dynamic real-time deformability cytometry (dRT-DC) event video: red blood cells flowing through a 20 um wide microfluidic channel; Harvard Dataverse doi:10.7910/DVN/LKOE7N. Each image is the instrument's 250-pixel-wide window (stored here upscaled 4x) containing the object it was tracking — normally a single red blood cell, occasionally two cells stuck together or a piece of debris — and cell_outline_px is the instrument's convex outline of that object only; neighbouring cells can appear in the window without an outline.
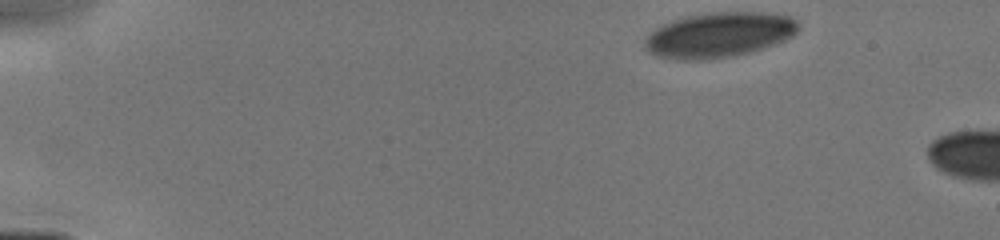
{"species": "human", "species_latin": "Homo sapiens", "temperature_condition": "cold", "stored_images_in_passage": 9, "camera_frame_rate_fps": 3000, "um_per_image_px": 0.085, "donor": {"sex": "male"}, "frame": {"image": 1, "passage_image": 1, "time_ms": 0.0, "image_size_px": [1000, 240], "cell_outline_px": [[800, 28], [792, 36], [776, 44], [748, 52], [732, 56], [704, 60], [672, 60], [656, 56], [648, 52], [644, 48], [644, 40], [648, 32], [672, 20], [684, 16], [712, 12], [768, 12], [792, 16], [800, 24]], "centroid_in_image_um": [61.1, 2.96], "position_along_channel_um": 23.9, "area_um2": 40.92}}